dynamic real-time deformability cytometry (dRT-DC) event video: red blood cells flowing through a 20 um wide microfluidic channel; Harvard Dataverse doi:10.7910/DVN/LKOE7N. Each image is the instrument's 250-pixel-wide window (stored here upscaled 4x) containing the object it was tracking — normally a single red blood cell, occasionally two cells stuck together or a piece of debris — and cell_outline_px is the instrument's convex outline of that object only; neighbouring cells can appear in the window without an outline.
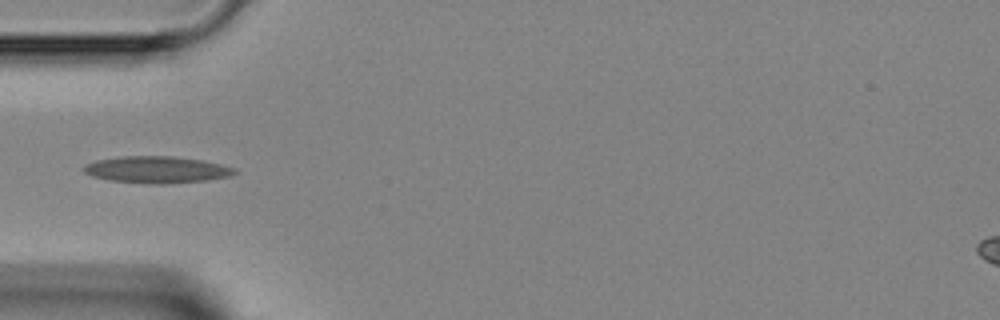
{"species": "Egyptian fruit bat (a non-hibernating species)", "species_latin": "Rousettus aegyptiacus", "temperature_condition": "room temperature", "stored_images_in_passage": 7, "camera_frame_rate_fps": 3000, "um_per_image_px": 0.085, "animal": {"sex": "female"}, "frame": {"image": 1, "passage_image": 5, "time_ms": 5.667, "image_size_px": [1000, 320], "cell_outline_px": [[240, 172], [232, 176], [208, 180], [164, 184], [148, 184], [108, 180], [92, 176], [84, 172], [80, 168], [84, 164], [96, 160], [120, 156], [172, 156], [200, 160], [220, 164], [236, 168]], "centroid_in_image_um": [13.32, 14.42], "position_along_channel_um": 71.7, "area_um2": 23.87}}
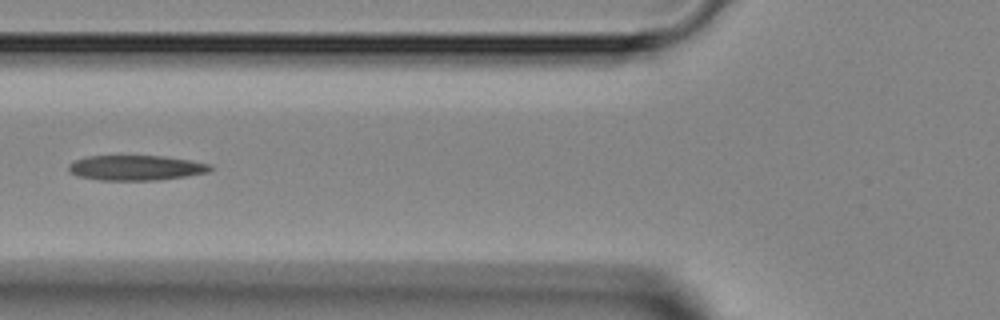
{"frame": {"image": 2, "passage_image": 6, "time_ms": 6.667, "image_size_px": [1000, 320], "cell_outline_px": [[212, 168], [208, 172], [184, 176], [156, 180], [100, 180], [76, 176], [68, 168], [68, 164], [84, 156], [164, 156], [212, 164]], "centroid_in_image_um": [11.53, 14.26], "position_along_channel_um": 114.3, "area_um2": 20.58}}
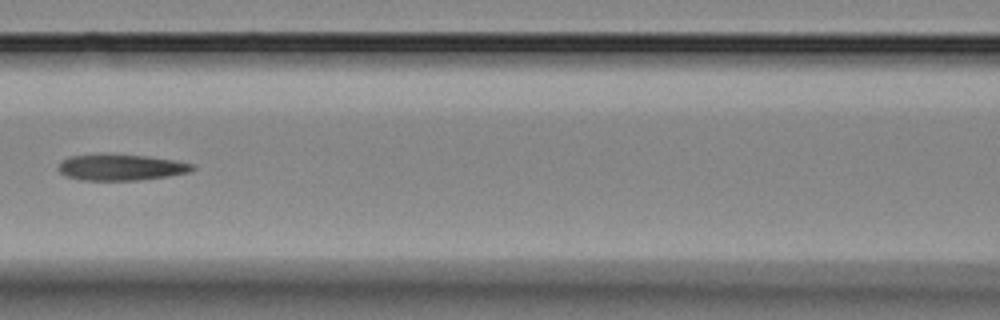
{"frame": {"image": 3, "passage_image": 7, "time_ms": 7.667, "image_size_px": [1000, 320], "cell_outline_px": [[196, 168], [192, 172], [168, 176], [140, 180], [84, 180], [68, 176], [60, 172], [56, 168], [68, 156], [148, 156], [176, 160], [196, 164]], "centroid_in_image_um": [10.4, 14.25], "position_along_channel_um": 156.2, "area_um2": 19.88}}